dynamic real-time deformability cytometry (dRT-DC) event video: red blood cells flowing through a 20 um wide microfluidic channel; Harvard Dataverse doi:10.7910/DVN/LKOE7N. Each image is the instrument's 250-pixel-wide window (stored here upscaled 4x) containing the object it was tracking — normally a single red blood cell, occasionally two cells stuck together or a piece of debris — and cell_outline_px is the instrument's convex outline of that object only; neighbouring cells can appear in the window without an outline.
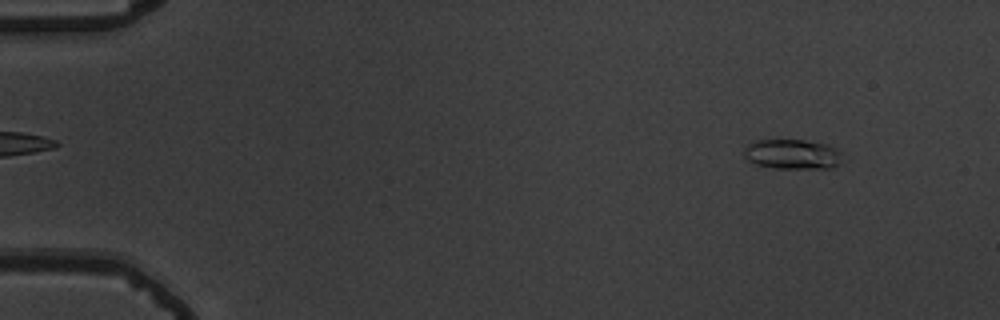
{"species": "common noctule bat (a hibernating species)", "species_latin": "Nyctalus noctula", "temperature_condition": "warm", "stored_images_in_passage": 56, "camera_frame_rate_fps": 3000, "um_per_image_px": 0.085, "animal": {"sex": "male", "body_mass_g": 19.5, "forearm_length_mm": 54.6}, "frame": {"image": 1, "passage_image": 6, "time_ms": 1.667, "image_size_px": [1000, 320], "cell_outline_px": [[840, 164], [832, 168], [776, 168], [756, 164], [748, 160], [744, 156], [744, 148], [752, 140], [804, 140], [828, 144], [836, 148], [840, 152]], "centroid_in_image_um": [67.34, 13.1], "position_along_channel_um": 17.7, "area_um2": 17.17}}
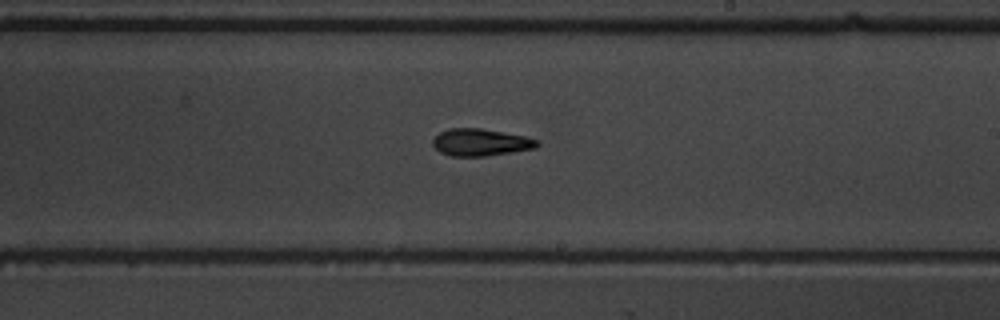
{"frame": {"image": 2, "passage_image": 34, "time_ms": 11.0, "image_size_px": [1000, 320], "cell_outline_px": [[540, 144], [536, 148], [512, 152], [484, 156], [452, 156], [440, 152], [432, 144], [432, 140], [440, 132], [448, 128], [480, 128], [524, 136], [540, 140]], "centroid_in_image_um": [40.86, 12.1], "position_along_channel_um": 248.1, "area_um2": 16.47}}
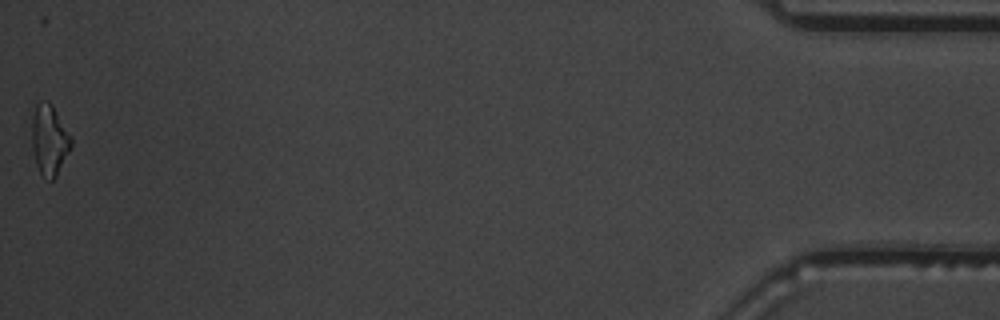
{"frame": {"image": 3, "passage_image": 56, "time_ms": 18.333, "image_size_px": [1000, 320], "cell_outline_px": [[72, 144], [56, 176], [52, 180], [48, 180], [40, 172], [36, 164], [32, 148], [32, 116], [36, 104], [40, 100], [48, 100], [52, 104], [72, 136]], "centroid_in_image_um": [4.19, 11.84], "position_along_channel_um": 431.0, "area_um2": 16.18}, "authors_computed_cell_mechanics": {"area_um2": 16.184, "velocity_mm_per_s": 3.7123, "shape_relaxation_time_tau1_ms": 5.3897, "shape_relaxation_time_tau2_ms": 3.2947, "deformation_change_tau1": 0.1604, "deformation_change_tau2": 0.1159}}